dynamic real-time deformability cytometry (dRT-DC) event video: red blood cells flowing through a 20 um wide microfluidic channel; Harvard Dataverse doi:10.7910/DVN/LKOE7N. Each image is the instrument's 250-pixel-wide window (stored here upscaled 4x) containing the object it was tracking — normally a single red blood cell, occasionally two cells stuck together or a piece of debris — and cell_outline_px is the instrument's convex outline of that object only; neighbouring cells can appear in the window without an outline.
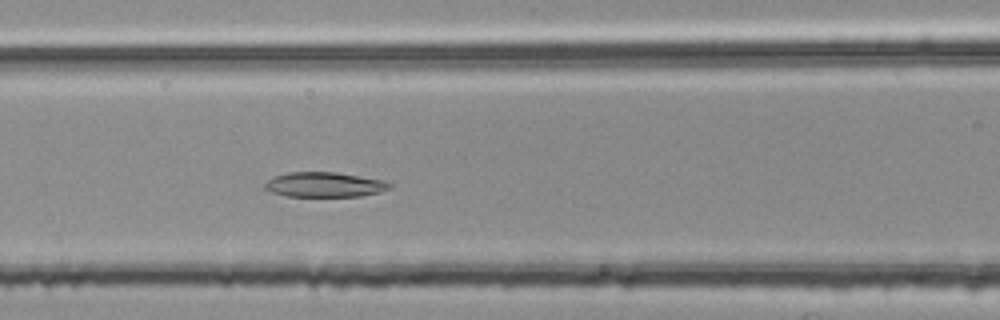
{"species": "common noctule bat (a hibernating species)", "species_latin": "Nyctalus noctula", "temperature_condition": "room temperature", "stored_images_in_passage": 48, "camera_frame_rate_fps": 3000, "um_per_image_px": 0.085, "animal": {"sex": "female", "body_mass_g": 25.1}, "frame": {"image": 1, "passage_image": 19, "time_ms": 6.0, "image_size_px": [1000, 320], "cell_outline_px": [[392, 188], [380, 192], [360, 196], [284, 196], [272, 192], [264, 188], [264, 184], [268, 180], [276, 176], [288, 172], [336, 172], [384, 180], [392, 184]], "centroid_in_image_um": [27.61, 15.69], "position_along_channel_um": 139.0, "area_um2": 18.09}}
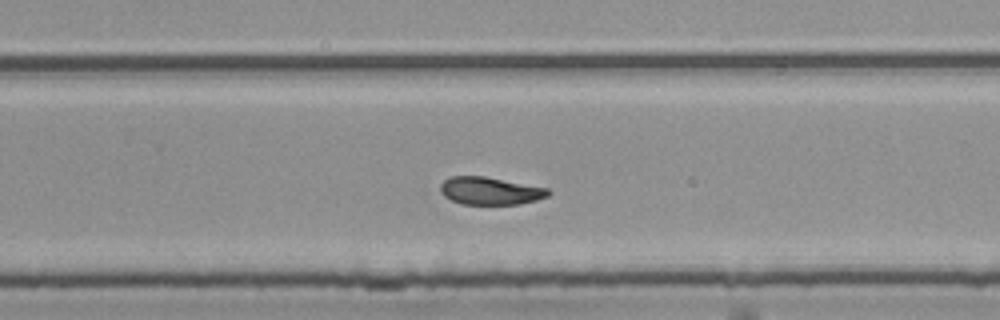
{"frame": {"image": 2, "passage_image": 31, "time_ms": 10.0, "image_size_px": [1000, 320], "cell_outline_px": [[552, 192], [548, 196], [536, 200], [520, 204], [460, 204], [444, 196], [440, 192], [440, 184], [448, 176], [484, 176], [548, 188]], "centroid_in_image_um": [41.65, 16.22], "position_along_channel_um": 288.2, "area_um2": 17.46}}
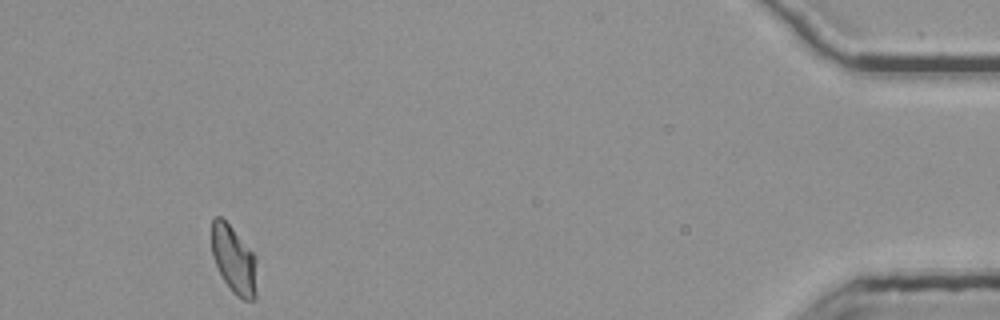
{"frame": {"image": 3, "passage_image": 47, "time_ms": 15.333, "image_size_px": [1000, 320], "cell_outline_px": [[256, 296], [252, 300], [244, 300], [236, 296], [232, 292], [224, 280], [212, 256], [212, 220], [216, 216], [220, 216], [232, 228], [256, 256]], "centroid_in_image_um": [19.89, 22.1], "position_along_channel_um": 415.3, "area_um2": 17.69}}